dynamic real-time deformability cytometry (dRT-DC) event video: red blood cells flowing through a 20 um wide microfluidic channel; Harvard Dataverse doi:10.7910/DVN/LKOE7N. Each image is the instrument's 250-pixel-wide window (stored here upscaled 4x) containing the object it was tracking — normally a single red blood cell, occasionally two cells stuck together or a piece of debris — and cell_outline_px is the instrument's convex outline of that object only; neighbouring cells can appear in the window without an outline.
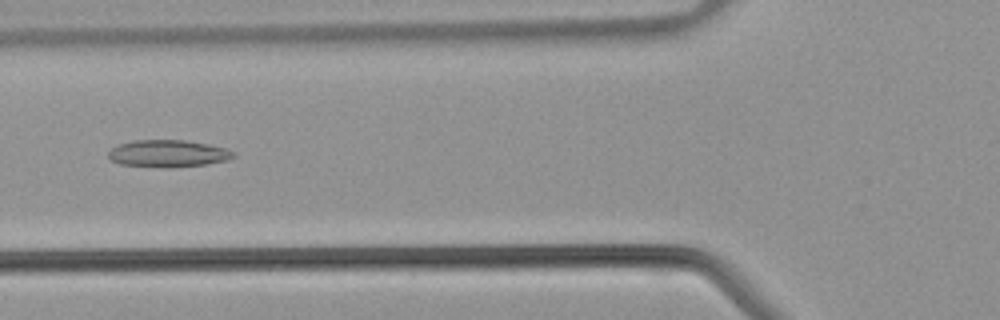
{"species": "common noctule bat (a hibernating species)", "species_latin": "Nyctalus noctula", "temperature_condition": "warm", "stored_images_in_passage": 42, "segment_of_instrument_passage": [1, 2], "camera_frame_rate_fps": 3000, "um_per_image_px": 0.085, "animal": {"sex": "male", "body_mass_g": 21.5, "forearm_length_mm": 52.0}, "frame": {"image": 1, "passage_image": 15, "time_ms": 4.667, "image_size_px": [1000, 320], "cell_outline_px": [[236, 156], [228, 160], [204, 164], [172, 168], [168, 168], [120, 164], [112, 160], [108, 156], [108, 152], [112, 148], [120, 144], [132, 140], [184, 140], [208, 144], [224, 148], [236, 152]], "centroid_in_image_um": [14.3, 13.05], "position_along_channel_um": 111.5, "area_um2": 19.77}}
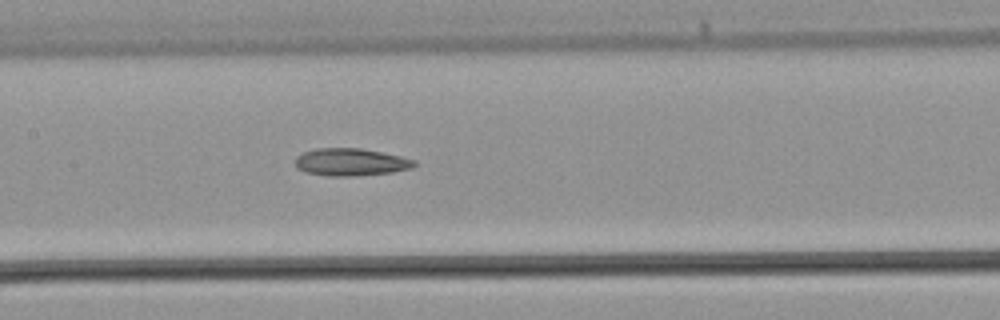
{"frame": {"image": 2, "passage_image": 19, "time_ms": 6.0, "image_size_px": [1000, 320], "cell_outline_px": [[416, 164], [412, 168], [392, 172], [352, 176], [328, 176], [304, 172], [296, 168], [296, 156], [304, 152], [316, 148], [360, 148], [400, 156], [416, 160]], "centroid_in_image_um": [29.79, 13.78], "position_along_channel_um": 177.6, "area_um2": 19.02}}
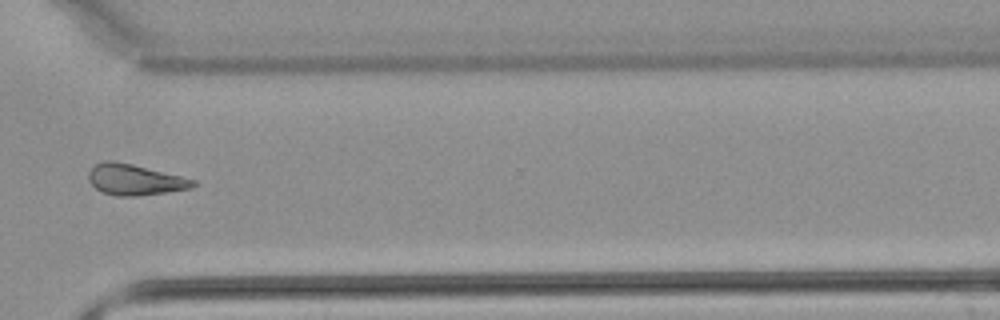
{"frame": {"image": 3, "passage_image": 30, "time_ms": 9.667, "image_size_px": [1000, 320], "cell_outline_px": [[196, 184], [192, 188], [168, 192], [140, 196], [116, 196], [100, 192], [88, 180], [88, 172], [96, 164], [104, 160], [112, 160], [132, 164], [196, 180]], "centroid_in_image_um": [11.44, 15.28], "position_along_channel_um": 359.2, "area_um2": 18.84}}